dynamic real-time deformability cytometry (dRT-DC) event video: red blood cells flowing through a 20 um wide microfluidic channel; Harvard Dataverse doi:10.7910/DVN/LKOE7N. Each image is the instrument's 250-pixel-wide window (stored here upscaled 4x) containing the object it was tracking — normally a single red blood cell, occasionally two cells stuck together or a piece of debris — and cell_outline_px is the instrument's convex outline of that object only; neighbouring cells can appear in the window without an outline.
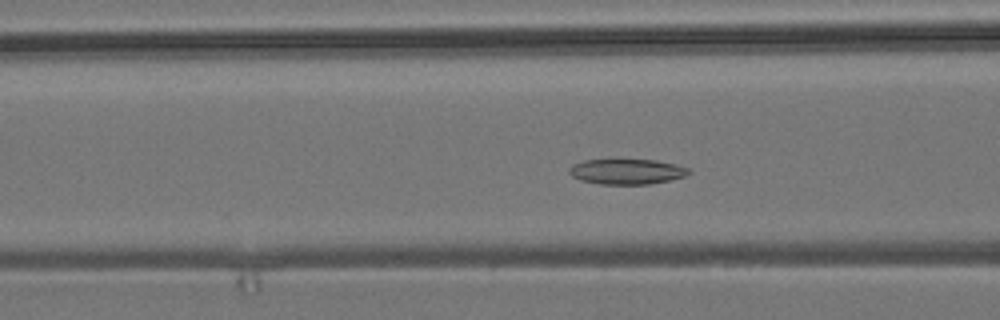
{"species": "common noctule bat (a hibernating species)", "species_latin": "Nyctalus noctula", "temperature_condition": "room temperature", "stored_images_in_passage": 53, "camera_frame_rate_fps": 3000, "um_per_image_px": 0.085, "animal": {"sex": "male", "body_mass_g": 19.2, "forearm_length_mm": 51.8}, "frame": {"image": 1, "passage_image": 19, "time_ms": 6.0, "image_size_px": [1000, 320], "cell_outline_px": [[692, 172], [684, 176], [668, 180], [648, 184], [600, 184], [580, 180], [572, 176], [568, 172], [568, 168], [572, 164], [584, 160], [656, 160], [676, 164], [688, 168]], "centroid_in_image_um": [53.25, 14.58], "position_along_channel_um": 113.4, "area_um2": 17.57}}
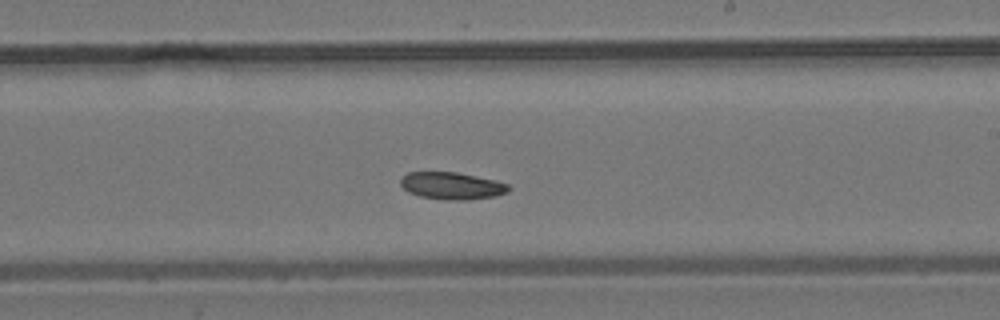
{"frame": {"image": 2, "passage_image": 30, "time_ms": 9.667, "image_size_px": [1000, 320], "cell_outline_px": [[512, 188], [508, 192], [496, 196], [468, 200], [448, 200], [420, 196], [408, 192], [400, 184], [400, 180], [408, 172], [456, 172], [496, 180], [508, 184]], "centroid_in_image_um": [38.45, 15.79], "position_along_channel_um": 250.6, "area_um2": 17.17}}
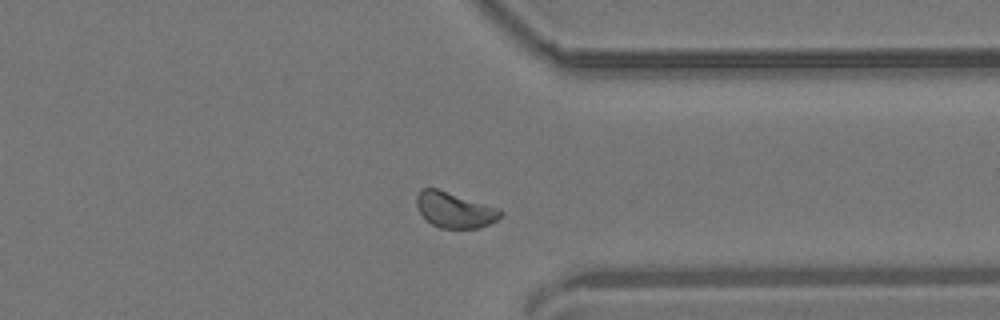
{"frame": {"image": 3, "passage_image": 40, "time_ms": 13.0, "image_size_px": [1000, 320], "cell_outline_px": [[504, 212], [496, 220], [480, 228], [440, 228], [432, 224], [420, 212], [416, 204], [416, 196], [420, 188], [436, 188], [500, 208]], "centroid_in_image_um": [38.65, 17.83], "position_along_channel_um": 372.8, "area_um2": 17.34}, "authors_computed_cell_mechanics": {"area_um2": 18.0336, "velocity_mm_per_s": 3.7468, "shape_relaxation_time_tau1_ms": 5.4746, "shape_relaxation_time_tau2_ms": null, "deformation_change_tau1": 0.0842, "deformation_change_tau2": null}}